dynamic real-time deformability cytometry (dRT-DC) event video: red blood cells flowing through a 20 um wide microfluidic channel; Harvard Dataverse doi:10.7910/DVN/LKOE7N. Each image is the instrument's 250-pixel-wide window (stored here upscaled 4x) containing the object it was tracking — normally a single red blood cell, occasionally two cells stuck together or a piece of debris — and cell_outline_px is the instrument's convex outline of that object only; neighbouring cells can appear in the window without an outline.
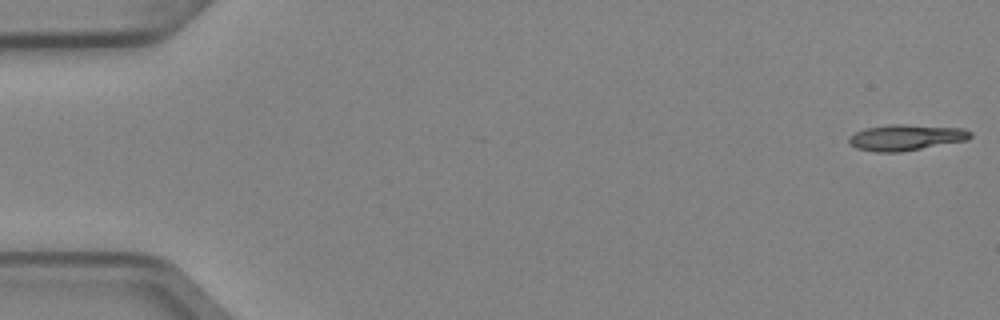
{"species": "Egyptian fruit bat (a non-hibernating species)", "species_latin": "Rousettus aegyptiacus", "temperature_condition": "cold", "stored_images_in_passage": 5, "camera_frame_rate_fps": 3000, "um_per_image_px": 0.085, "animal": {"sex": "female"}, "frame": {"image": 1, "passage_image": 1, "time_ms": 0.0, "image_size_px": [1000, 320], "cell_outline_px": [[972, 136], [968, 140], [900, 152], [876, 152], [856, 148], [848, 144], [848, 136], [864, 128], [892, 124], [904, 124], [964, 128], [972, 132]], "centroid_in_image_um": [76.99, 11.68], "position_along_channel_um": 8.0, "area_um2": 18.55}}
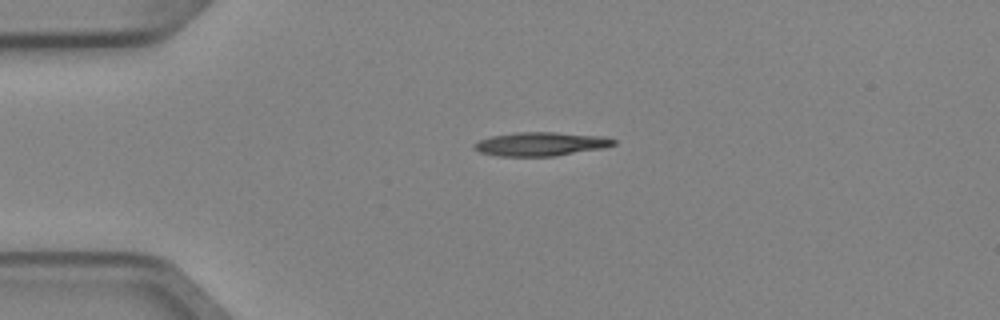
{"frame": {"image": 2, "passage_image": 4, "time_ms": 1.0, "image_size_px": [1000, 320], "cell_outline_px": [[616, 144], [604, 148], [556, 156], [496, 156], [480, 152], [472, 148], [472, 144], [480, 140], [492, 136], [516, 132], [556, 132], [604, 136], [616, 140]], "centroid_in_image_um": [45.97, 12.24], "position_along_channel_um": 39.0, "area_um2": 19.48}}